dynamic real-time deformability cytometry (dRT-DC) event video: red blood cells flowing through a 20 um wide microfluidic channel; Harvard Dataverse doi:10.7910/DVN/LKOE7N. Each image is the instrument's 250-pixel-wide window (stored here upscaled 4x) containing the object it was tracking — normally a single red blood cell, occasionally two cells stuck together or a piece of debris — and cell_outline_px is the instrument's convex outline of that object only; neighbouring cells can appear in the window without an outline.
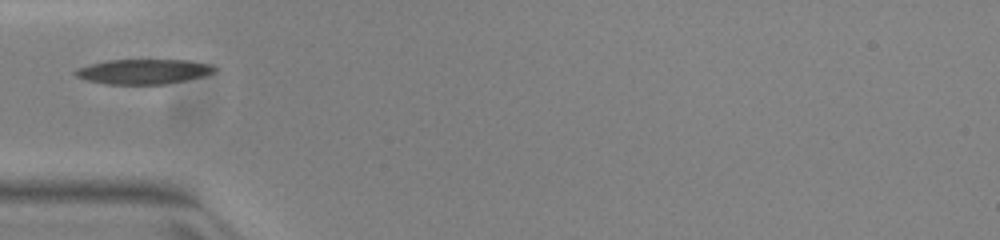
{"species": "common noctule bat (a hibernating species)", "species_latin": "Nyctalus noctula", "temperature_condition": "warm", "stored_images_in_passage": 36, "camera_frame_rate_fps": 3000, "um_per_image_px": 0.085, "animal": {"sex": "female", "body_mass_g": 23.0, "forearm_length_mm": 53.4}, "frame": {"image": 1, "passage_image": 1, "time_ms": 0.0, "image_size_px": [1000, 240], "cell_outline_px": [[216, 72], [184, 80], [164, 84], [108, 84], [88, 80], [76, 76], [72, 72], [76, 68], [88, 64], [108, 60], [188, 60], [212, 64], [216, 68]], "centroid_in_image_um": [12.17, 6.07], "position_along_channel_um": 72.8, "area_um2": 20.11}}
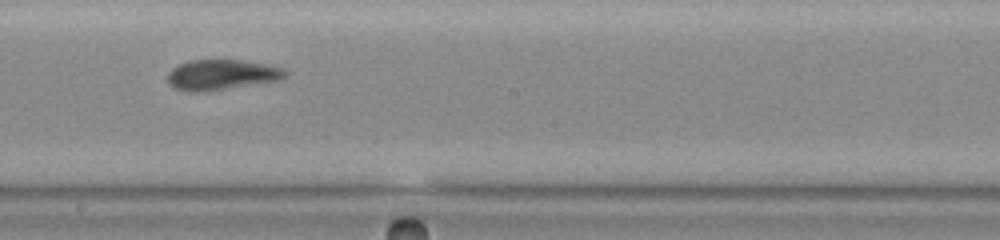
{"frame": {"image": 2, "passage_image": 13, "time_ms": 4.0, "image_size_px": [1000, 240], "cell_outline_px": [[288, 76], [280, 80], [196, 92], [176, 88], [168, 84], [168, 72], [172, 68], [188, 60], [244, 60], [272, 64], [284, 68], [288, 72]], "centroid_in_image_um": [18.9, 6.32], "position_along_channel_um": 229.3, "area_um2": 20.69}}
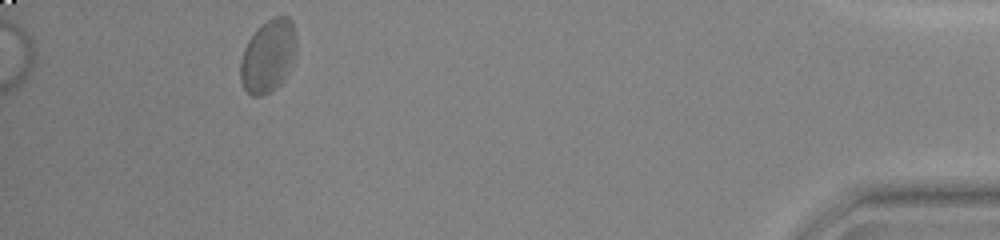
{"frame": {"image": 3, "passage_image": 32, "time_ms": 10.333, "image_size_px": [1000, 240], "cell_outline_px": [[296, 56], [288, 72], [280, 84], [276, 88], [260, 96], [252, 96], [244, 88], [240, 80], [240, 64], [244, 48], [248, 40], [272, 16], [288, 16], [292, 20], [296, 32]], "centroid_in_image_um": [22.82, 4.76], "position_along_channel_um": 412.4, "area_um2": 23.76}}